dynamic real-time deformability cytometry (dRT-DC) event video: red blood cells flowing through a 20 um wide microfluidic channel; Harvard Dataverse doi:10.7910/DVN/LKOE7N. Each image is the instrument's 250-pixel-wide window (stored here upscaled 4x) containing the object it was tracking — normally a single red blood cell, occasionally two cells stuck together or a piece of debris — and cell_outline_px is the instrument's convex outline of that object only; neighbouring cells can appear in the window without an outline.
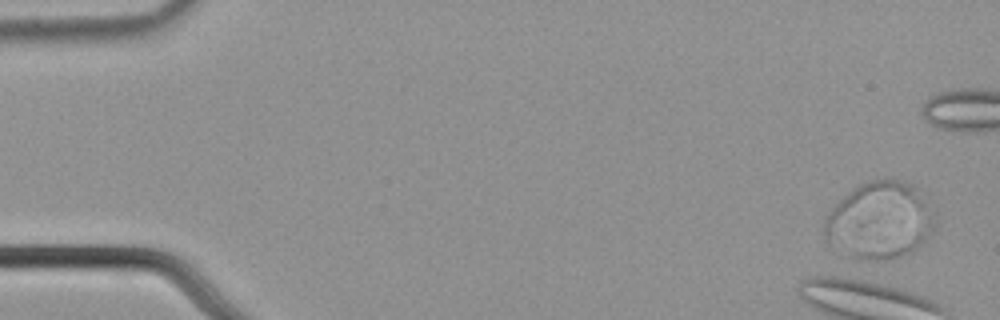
{"species": "common noctule bat (a hibernating species)", "species_latin": "Nyctalus noctula", "temperature_condition": "cold", "stored_images_in_passage": 3, "camera_frame_rate_fps": 3000, "um_per_image_px": 0.085, "animal": {"sex": "male", "body_mass_g": 21.5, "forearm_length_mm": 52.0}, "frame": {"image": 1, "passage_image": 3, "time_ms": 0.667, "image_size_px": [1000, 320], "cell_outline_px": [[936, 228], [912, 252], [900, 256], [876, 260], [856, 260], [848, 256], [852, 252], [928, 216], [932, 216], [936, 224]], "centroid_in_image_um": [76.26, 20.55], "position_along_channel_um": 8.7, "area_um2": 12.43}}